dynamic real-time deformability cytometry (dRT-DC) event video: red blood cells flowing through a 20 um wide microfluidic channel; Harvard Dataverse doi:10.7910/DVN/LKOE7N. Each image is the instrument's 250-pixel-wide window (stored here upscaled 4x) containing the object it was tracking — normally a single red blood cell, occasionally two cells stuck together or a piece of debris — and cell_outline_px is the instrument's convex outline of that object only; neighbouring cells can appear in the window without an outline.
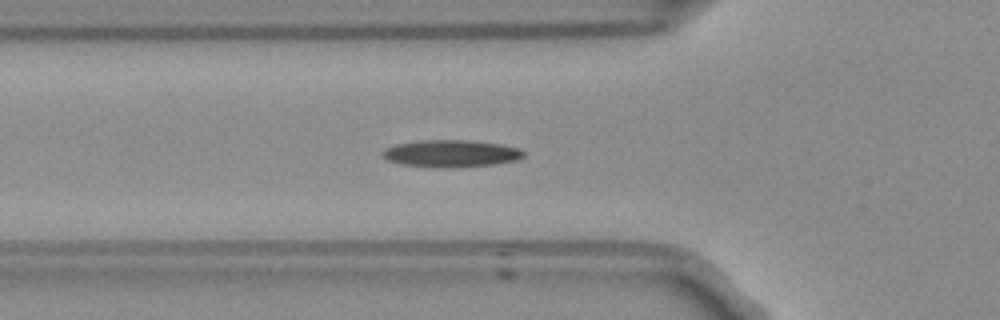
{"species": "Egyptian fruit bat (a non-hibernating species)", "species_latin": "Rousettus aegyptiacus", "temperature_condition": "room temperature", "stored_images_in_passage": 42, "camera_frame_rate_fps": 3000, "um_per_image_px": 0.085, "frame": {"image": 1, "passage_image": 9, "time_ms": 2.667, "image_size_px": [1000, 320], "cell_outline_px": [[524, 156], [516, 160], [492, 164], [456, 168], [444, 168], [400, 164], [388, 160], [384, 156], [384, 152], [388, 148], [396, 144], [424, 140], [468, 140], [500, 144], [520, 148], [524, 152]], "centroid_in_image_um": [38.38, 13.05], "position_along_channel_um": 87.4, "area_um2": 22.08}}
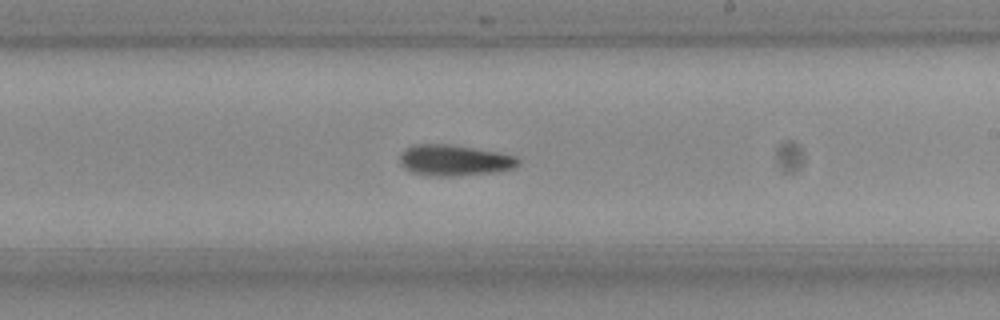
{"frame": {"image": 2, "passage_image": 22, "time_ms": 7.0, "image_size_px": [1000, 320], "cell_outline_px": [[520, 164], [512, 168], [492, 172], [452, 176], [440, 176], [412, 172], [404, 168], [400, 164], [400, 156], [404, 148], [416, 144], [448, 144], [496, 152], [516, 156], [520, 160]], "centroid_in_image_um": [38.59, 13.61], "position_along_channel_um": 250.4, "area_um2": 21.04}}
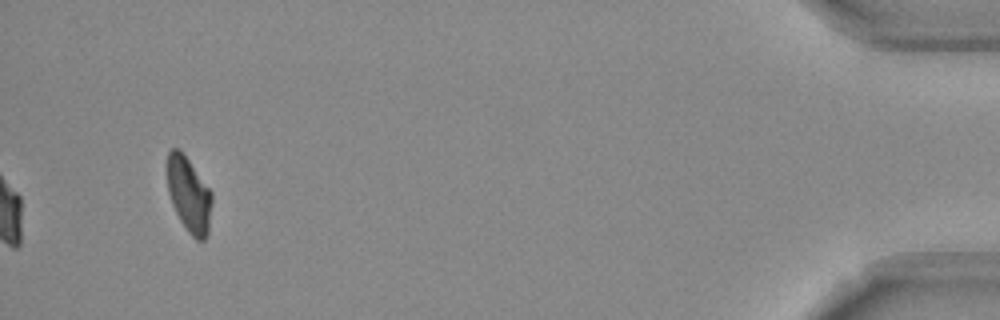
{"frame": {"image": 3, "passage_image": 42, "time_ms": 13.667, "image_size_px": [1000, 320], "cell_outline_px": [[212, 200], [208, 232], [204, 240], [196, 240], [188, 232], [180, 220], [172, 204], [168, 192], [168, 152], [172, 148], [180, 148], [212, 192]], "centroid_in_image_um": [16.06, 16.54], "position_along_channel_um": 419.1, "area_um2": 19.42}}